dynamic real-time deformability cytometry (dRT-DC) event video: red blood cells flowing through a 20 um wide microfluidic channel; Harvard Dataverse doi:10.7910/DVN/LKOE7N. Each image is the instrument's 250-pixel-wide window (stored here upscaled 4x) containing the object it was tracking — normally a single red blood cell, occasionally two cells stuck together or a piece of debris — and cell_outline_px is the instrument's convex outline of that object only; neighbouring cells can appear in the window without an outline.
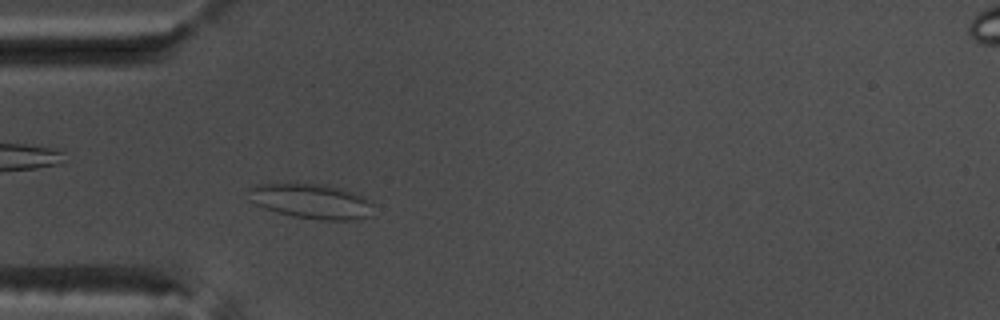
{"species": "common noctule bat (a hibernating species)", "species_latin": "Nyctalus noctula", "temperature_condition": "warm", "stored_images_in_passage": 47, "camera_frame_rate_fps": 3000, "um_per_image_px": 0.085, "animal": {"sex": "male", "body_mass_g": 17.5, "forearm_length_mm": 52.3}, "frame": {"image": 1, "passage_image": 9, "time_ms": 2.667, "image_size_px": [1000, 320], "cell_outline_px": [[372, 216], [352, 220], [320, 220], [292, 216], [276, 212], [264, 208], [248, 200], [248, 188], [256, 184], [324, 184], [344, 188], [368, 200], [372, 204]], "centroid_in_image_um": [26.44, 17.11], "position_along_channel_um": 58.6, "area_um2": 25.49}}
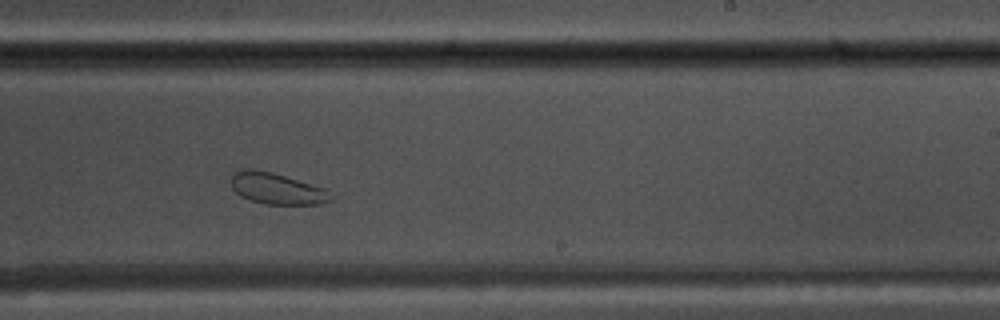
{"frame": {"image": 2, "passage_image": 26, "time_ms": 8.333, "image_size_px": [1000, 320], "cell_outline_px": [[340, 196], [324, 204], [264, 204], [240, 196], [232, 188], [232, 172], [244, 168], [252, 168], [272, 172], [328, 188]], "centroid_in_image_um": [23.65, 16.03], "position_along_channel_um": 265.3, "area_um2": 18.84}}
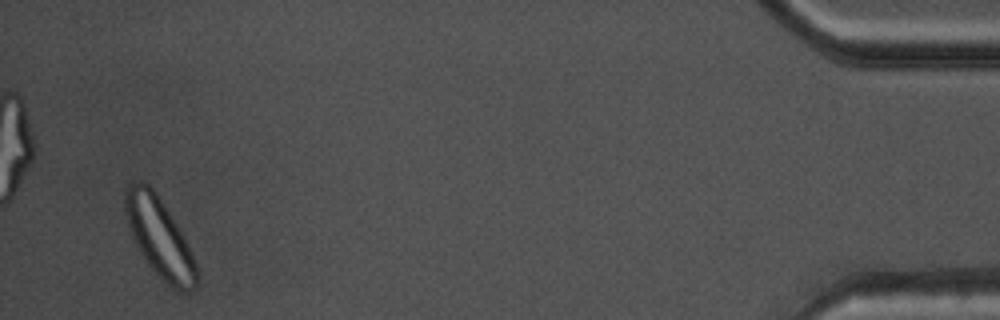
{"frame": {"image": 3, "passage_image": 45, "time_ms": 14.667, "image_size_px": [1000, 320], "cell_outline_px": [[196, 284], [188, 292], [180, 292], [168, 284], [148, 264], [140, 252], [132, 236], [124, 212], [124, 188], [132, 180], [144, 180], [156, 192], [176, 224], [196, 264]], "centroid_in_image_um": [13.48, 20.1], "position_along_channel_um": 421.7, "area_um2": 32.37}}